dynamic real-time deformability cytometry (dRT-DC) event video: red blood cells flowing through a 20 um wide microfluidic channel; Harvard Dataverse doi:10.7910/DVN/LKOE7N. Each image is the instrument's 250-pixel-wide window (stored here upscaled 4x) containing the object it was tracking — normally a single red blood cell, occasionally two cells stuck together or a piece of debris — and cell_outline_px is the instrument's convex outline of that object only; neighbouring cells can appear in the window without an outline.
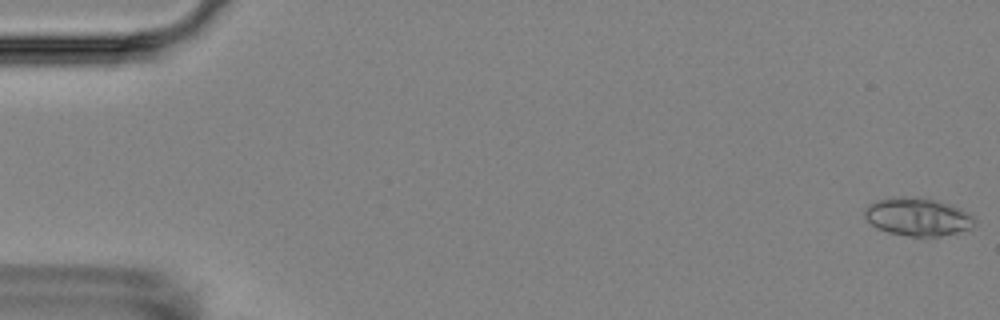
{"species": "Egyptian fruit bat (a non-hibernating species)", "species_latin": "Rousettus aegyptiacus", "temperature_condition": "room temperature", "stored_images_in_passage": 4, "camera_frame_rate_fps": 3000, "um_per_image_px": 0.085, "animal": {"sex": "female"}, "frame": {"image": 1, "passage_image": 1, "time_ms": 0.0, "image_size_px": [1000, 320], "cell_outline_px": [[976, 224], [972, 228], [940, 236], [908, 236], [888, 232], [876, 228], [864, 216], [864, 208], [868, 204], [880, 200], [904, 196], [932, 200], [948, 204], [960, 208], [972, 216], [976, 220]], "centroid_in_image_um": [77.99, 18.45], "position_along_channel_um": 7.0, "area_um2": 23.99}}